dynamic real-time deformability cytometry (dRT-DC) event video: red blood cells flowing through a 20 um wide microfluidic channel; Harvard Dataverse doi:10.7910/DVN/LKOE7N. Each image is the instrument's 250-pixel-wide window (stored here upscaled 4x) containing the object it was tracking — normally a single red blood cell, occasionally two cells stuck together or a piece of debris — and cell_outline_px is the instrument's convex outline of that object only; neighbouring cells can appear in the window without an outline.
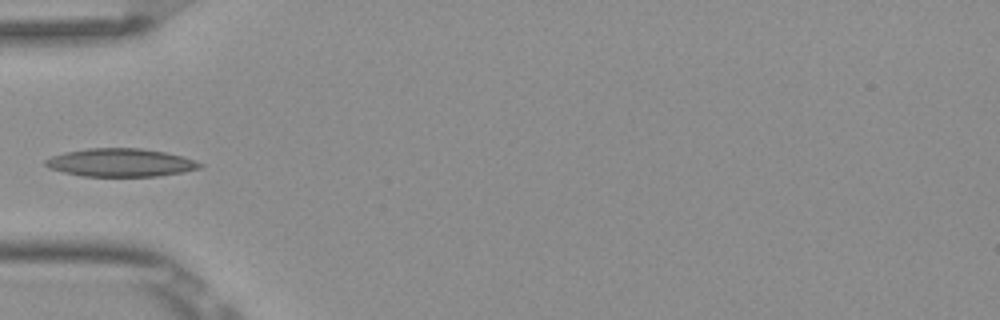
{"species": "Egyptian fruit bat (a non-hibernating species)", "species_latin": "Rousettus aegyptiacus", "temperature_condition": "room temperature", "stored_images_in_passage": 6, "camera_frame_rate_fps": 3000, "um_per_image_px": 0.085, "frame": {"image": 1, "passage_image": 6, "time_ms": 1.667, "image_size_px": [1000, 320], "cell_outline_px": [[204, 164], [200, 168], [184, 172], [156, 176], [80, 176], [48, 168], [44, 164], [44, 160], [52, 156], [64, 152], [88, 148], [140, 148], [164, 152], [184, 156]], "centroid_in_image_um": [10.24, 13.82], "position_along_channel_um": 74.8, "area_um2": 25.37}}